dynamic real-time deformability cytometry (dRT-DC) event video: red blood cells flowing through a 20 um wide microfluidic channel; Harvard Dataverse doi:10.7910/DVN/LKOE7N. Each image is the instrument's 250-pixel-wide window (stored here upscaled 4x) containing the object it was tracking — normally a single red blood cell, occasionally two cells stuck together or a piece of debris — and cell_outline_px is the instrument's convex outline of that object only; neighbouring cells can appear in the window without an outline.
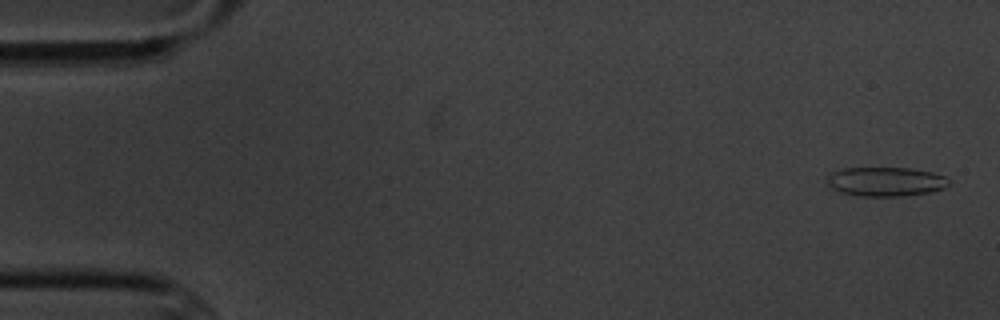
{"species": "common noctule bat (a hibernating species)", "species_latin": "Nyctalus noctula", "temperature_condition": "cold", "stored_images_in_passage": 4, "camera_frame_rate_fps": 3000, "um_per_image_px": 0.085, "animal": {"sex": "male", "body_mass_g": 20.1, "forearm_length_mm": 53.5}, "frame": {"image": 1, "passage_image": 1, "time_ms": 0.0, "image_size_px": [1000, 320], "cell_outline_px": [[948, 184], [944, 188], [932, 192], [904, 196], [860, 196], [840, 192], [832, 188], [828, 184], [828, 176], [832, 172], [844, 168], [908, 168], [932, 172], [944, 176], [948, 180]], "centroid_in_image_um": [75.29, 15.44], "position_along_channel_um": 9.7, "area_um2": 20.63}}